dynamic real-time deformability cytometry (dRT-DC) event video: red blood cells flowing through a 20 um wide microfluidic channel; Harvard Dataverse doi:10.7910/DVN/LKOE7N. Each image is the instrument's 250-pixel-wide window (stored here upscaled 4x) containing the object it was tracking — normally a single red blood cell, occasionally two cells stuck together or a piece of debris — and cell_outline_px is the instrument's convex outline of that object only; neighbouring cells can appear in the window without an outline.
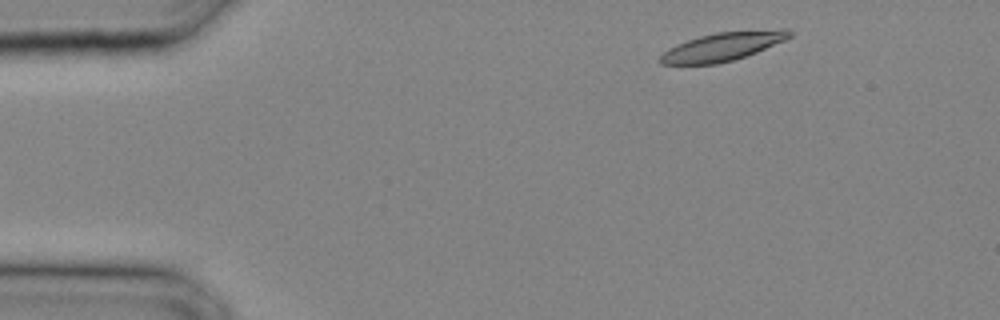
{"species": "common noctule bat (a hibernating species)", "species_latin": "Nyctalus noctula", "temperature_condition": "cold", "stored_images_in_passage": 17, "camera_frame_rate_fps": 3000, "um_per_image_px": 0.085, "animal": {"sex": "male", "body_mass_g": 20.4}, "frame": {"image": 1, "passage_image": 2, "time_ms": 0.333, "image_size_px": [1000, 320], "cell_outline_px": [[792, 36], [784, 40], [756, 52], [732, 60], [716, 64], [660, 64], [660, 56], [668, 48], [688, 40], [700, 36], [716, 32], [780, 28], [788, 28], [792, 32]], "centroid_in_image_um": [61.47, 3.94], "position_along_channel_um": 23.5, "area_um2": 21.33}}
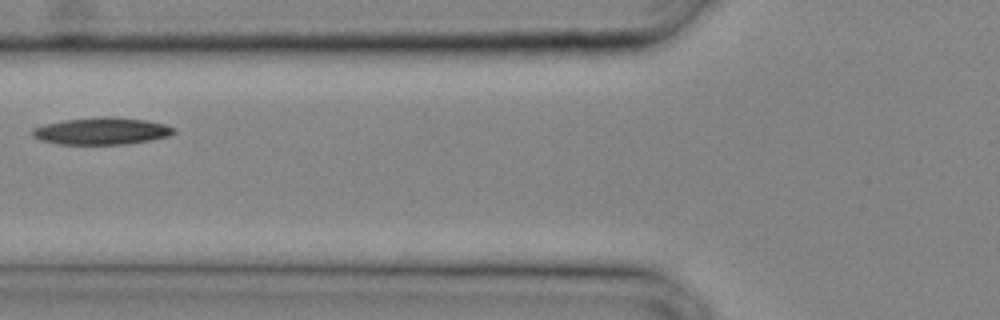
{"frame": {"image": 2, "passage_image": 10, "time_ms": 3.0, "image_size_px": [1000, 320], "cell_outline_px": [[176, 132], [168, 136], [128, 144], [60, 144], [40, 140], [32, 136], [32, 128], [44, 124], [64, 120], [100, 116], [112, 116], [144, 120], [164, 124], [176, 128]], "centroid_in_image_um": [8.62, 11.13], "position_along_channel_um": 117.2, "area_um2": 22.31}}
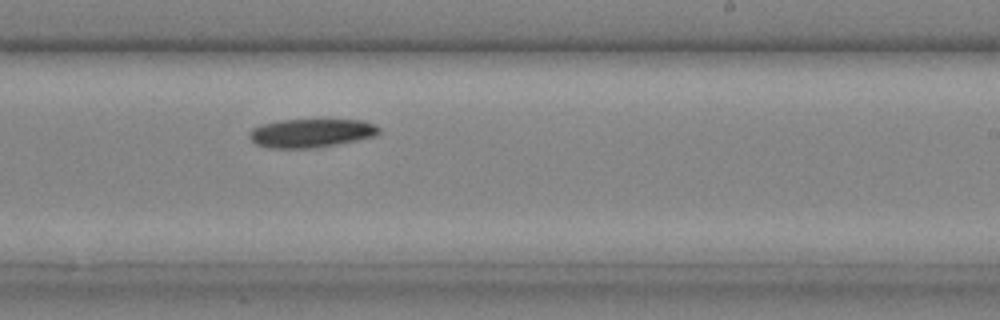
{"frame": {"image": 3, "passage_image": 17, "time_ms": 5.333, "image_size_px": [1000, 320], "cell_outline_px": [[380, 132], [372, 136], [356, 140], [316, 148], [268, 148], [256, 144], [248, 136], [248, 132], [252, 128], [260, 124], [280, 120], [364, 120], [376, 124], [380, 128]], "centroid_in_image_um": [26.41, 11.31], "position_along_channel_um": 262.6, "area_um2": 21.68}}